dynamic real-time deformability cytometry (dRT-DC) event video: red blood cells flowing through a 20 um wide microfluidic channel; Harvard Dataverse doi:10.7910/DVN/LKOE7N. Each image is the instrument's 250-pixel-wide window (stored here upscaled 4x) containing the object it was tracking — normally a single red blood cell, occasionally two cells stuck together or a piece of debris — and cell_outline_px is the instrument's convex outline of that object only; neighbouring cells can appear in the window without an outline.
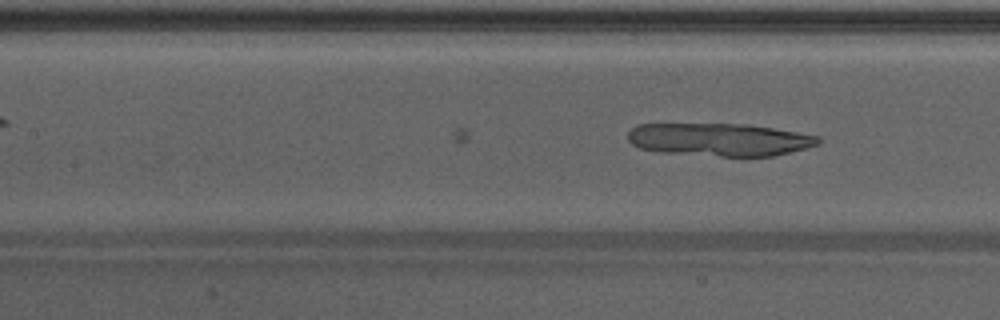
{"species": "Egyptian fruit bat (a non-hibernating species)", "species_latin": "Rousettus aegyptiacus", "temperature_condition": "warm", "stored_images_in_passage": 7, "camera_frame_rate_fps": 3000, "um_per_image_px": 0.085, "animal": {"sex": "male"}, "frame": {"image": 1, "passage_image": 7, "time_ms": 2.0, "image_size_px": [1000, 320], "cell_outline_px": [[820, 144], [772, 156], [720, 156], [660, 152], [640, 148], [632, 144], [628, 140], [628, 132], [636, 124], [748, 124], [820, 136]], "centroid_in_image_um": [61.12, 11.86], "position_along_channel_um": 146.3, "area_um2": 36.24}}